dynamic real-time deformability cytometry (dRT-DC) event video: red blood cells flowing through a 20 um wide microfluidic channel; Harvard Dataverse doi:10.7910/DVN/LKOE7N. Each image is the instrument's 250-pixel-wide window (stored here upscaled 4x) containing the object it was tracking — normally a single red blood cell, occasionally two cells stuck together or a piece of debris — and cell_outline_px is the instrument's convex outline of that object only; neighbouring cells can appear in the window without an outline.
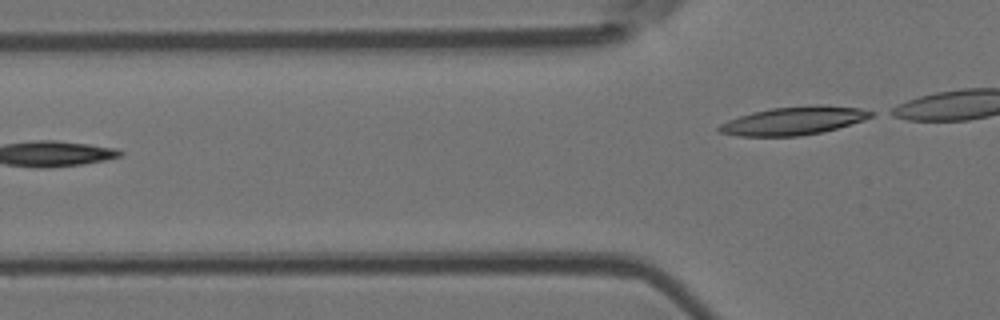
{"species": "Egyptian fruit bat (a non-hibernating species)", "species_latin": "Rousettus aegyptiacus", "temperature_condition": "room temperature", "stored_images_in_passage": 4, "camera_frame_rate_fps": 3000, "um_per_image_px": 0.085, "animal": {"sex": "female"}, "frame": {"image": 1, "passage_image": 4, "time_ms": 3.333, "image_size_px": [1000, 320], "cell_outline_px": [[876, 112], [872, 116], [864, 120], [836, 128], [820, 132], [800, 136], [740, 136], [716, 132], [716, 128], [720, 124], [728, 120], [752, 112], [772, 108], [816, 104], [824, 104], [860, 108]], "centroid_in_image_um": [67.46, 10.25], "position_along_channel_um": 58.3, "area_um2": 25.09}}